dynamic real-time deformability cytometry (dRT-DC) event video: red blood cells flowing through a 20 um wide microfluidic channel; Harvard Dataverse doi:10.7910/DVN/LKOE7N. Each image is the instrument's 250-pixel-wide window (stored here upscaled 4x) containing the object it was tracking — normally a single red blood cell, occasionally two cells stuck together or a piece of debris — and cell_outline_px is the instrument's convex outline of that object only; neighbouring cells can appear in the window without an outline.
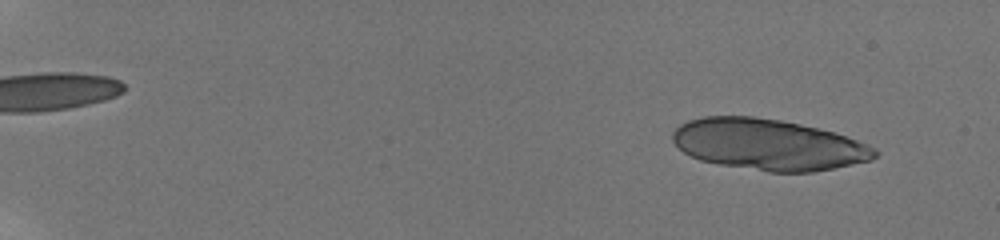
{"species": "human", "species_latin": "Homo sapiens", "temperature_condition": "room temperature", "stored_images_in_passage": 24, "camera_frame_rate_fps": 3000, "um_per_image_px": 0.085, "donor": {"sex": "male"}, "frame": {"image": 1, "passage_image": 5, "time_ms": 1.333, "image_size_px": [1000, 240], "cell_outline_px": [[880, 152], [872, 160], [812, 172], [768, 172], [720, 164], [700, 160], [684, 152], [672, 140], [672, 132], [680, 124], [688, 120], [700, 116], [752, 116], [780, 120], [800, 124], [832, 132], [868, 144], [876, 148]], "centroid_in_image_um": [65.29, 12.28], "position_along_channel_um": 19.7, "area_um2": 60.0}}